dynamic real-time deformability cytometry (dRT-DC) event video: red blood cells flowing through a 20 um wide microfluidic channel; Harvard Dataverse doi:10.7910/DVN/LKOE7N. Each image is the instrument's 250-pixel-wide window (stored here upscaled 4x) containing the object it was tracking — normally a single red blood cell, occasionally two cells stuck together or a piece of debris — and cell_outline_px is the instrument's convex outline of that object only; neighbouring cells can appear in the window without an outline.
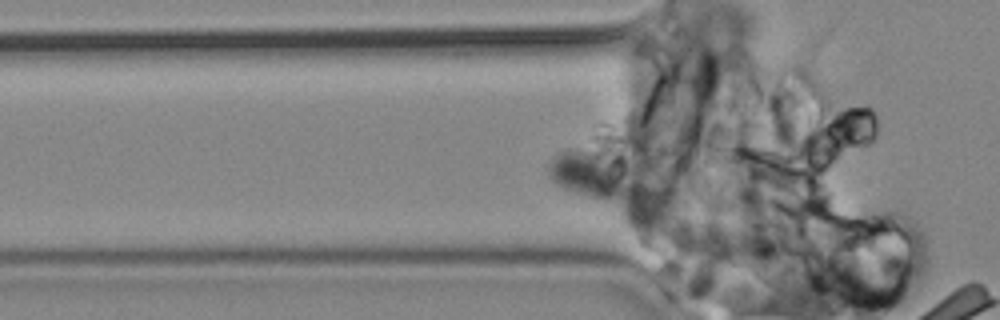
{"species": "common noctule bat (a hibernating species)", "species_latin": "Nyctalus noctula", "temperature_condition": "cold", "stored_images_in_passage": 60, "camera_frame_rate_fps": 3000, "um_per_image_px": 0.085, "animal": {"sex": "male", "body_mass_g": 19.2, "forearm_length_mm": 51.8}, "frame": {"image": 1, "passage_image": 21, "time_ms": 6.667, "image_size_px": [1000, 320], "cell_outline_px": [[636, 204], [604, 204], [592, 200], [572, 192], [556, 184], [548, 176], [544, 168], [548, 160], [556, 152], [588, 148], [620, 156], [628, 164], [636, 184]], "centroid_in_image_um": [50.45, 14.93], "position_along_channel_um": 75.3, "area_um2": 27.22}}
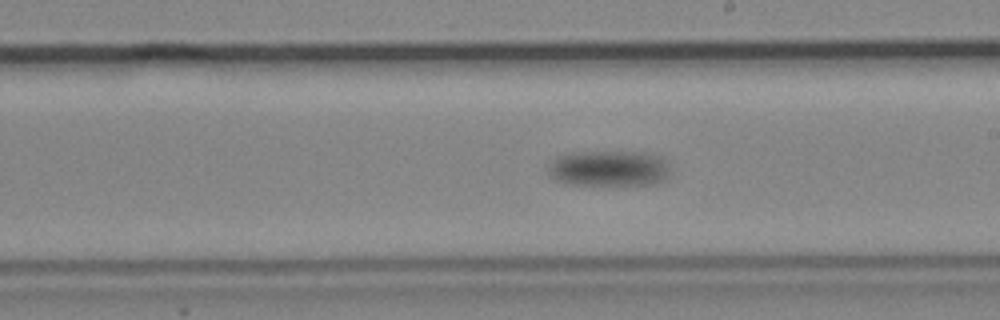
{"frame": {"image": 2, "passage_image": 42, "time_ms": 13.667, "image_size_px": [1000, 320], "cell_outline_px": [[664, 180], [660, 184], [568, 184], [556, 180], [548, 176], [548, 168], [552, 160], [556, 156], [572, 152], [640, 152], [660, 156], [664, 160]], "centroid_in_image_um": [51.64, 14.31], "position_along_channel_um": 237.4, "area_um2": 25.03}}
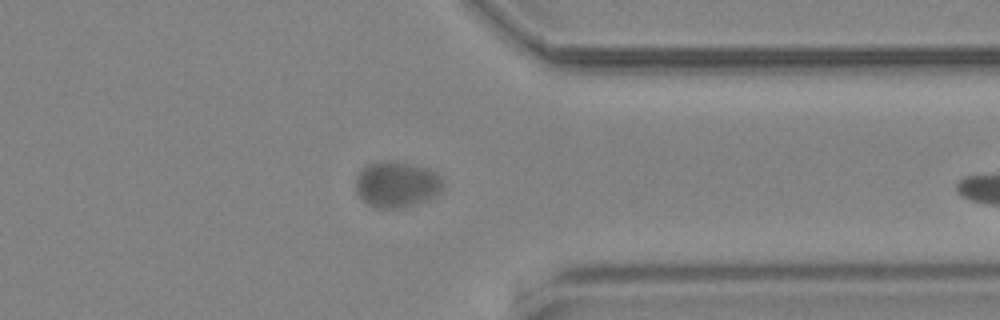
{"frame": {"image": 3, "passage_image": 59, "time_ms": 19.333, "image_size_px": [1000, 320], "cell_outline_px": [[444, 188], [436, 196], [412, 204], [396, 208], [376, 208], [368, 204], [356, 192], [356, 176], [368, 164], [380, 160], [396, 160], [428, 168], [436, 172], [444, 180]], "centroid_in_image_um": [33.74, 15.64], "position_along_channel_um": 377.7, "area_um2": 23.52}}